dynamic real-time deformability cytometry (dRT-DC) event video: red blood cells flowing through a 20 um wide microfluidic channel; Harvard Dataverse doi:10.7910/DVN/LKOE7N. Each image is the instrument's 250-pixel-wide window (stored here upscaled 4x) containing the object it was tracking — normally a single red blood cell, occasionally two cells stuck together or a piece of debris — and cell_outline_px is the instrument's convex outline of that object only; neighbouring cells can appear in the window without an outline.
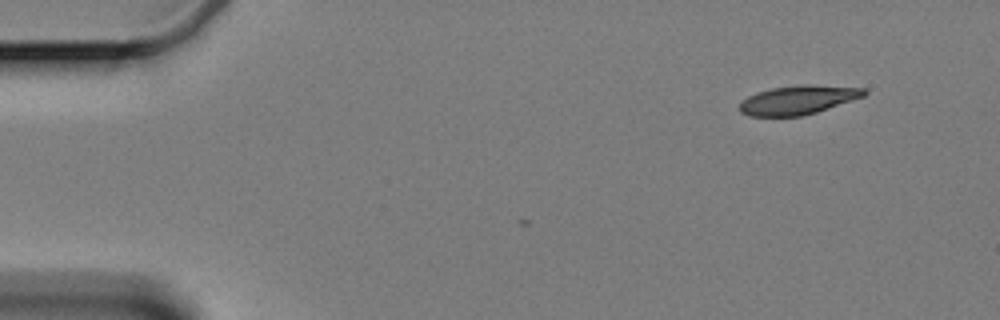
{"species": "Egyptian fruit bat (a non-hibernating species)", "species_latin": "Rousettus aegyptiacus", "temperature_condition": "cold", "stored_images_in_passage": 3, "camera_frame_rate_fps": 3000, "um_per_image_px": 0.085, "animal": {"sex": "female"}, "frame": {"image": 1, "passage_image": 1, "time_ms": 0.0, "image_size_px": [1000, 320], "cell_outline_px": [[868, 92], [864, 96], [816, 112], [800, 116], [752, 116], [740, 112], [740, 100], [756, 92], [772, 88], [808, 84], [864, 88]], "centroid_in_image_um": [67.81, 8.49], "position_along_channel_um": 17.2, "area_um2": 20.81}}